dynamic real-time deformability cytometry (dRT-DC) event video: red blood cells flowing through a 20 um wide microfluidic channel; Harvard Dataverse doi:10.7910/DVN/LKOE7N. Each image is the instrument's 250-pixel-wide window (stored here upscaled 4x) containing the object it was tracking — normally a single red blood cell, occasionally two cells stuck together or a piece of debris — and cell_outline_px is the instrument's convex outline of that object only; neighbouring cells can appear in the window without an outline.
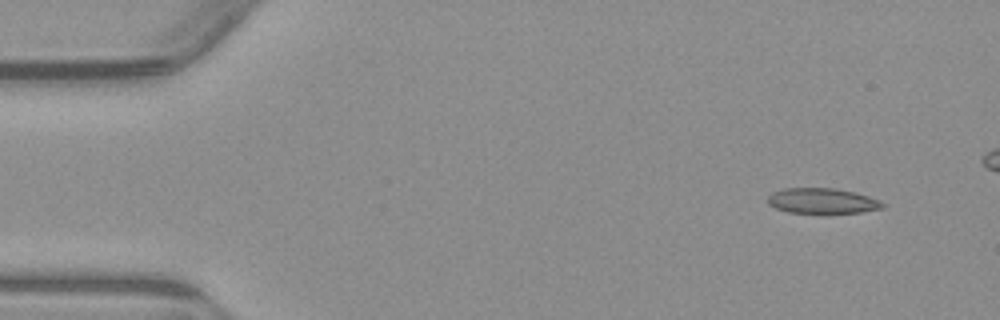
{"species": "common noctule bat (a hibernating species)", "species_latin": "Nyctalus noctula", "temperature_condition": "warm", "stored_images_in_passage": 4, "camera_frame_rate_fps": 3000, "um_per_image_px": 0.085, "animal": {"sex": "male", "body_mass_g": 23.1, "forearm_length_mm": 52.7}, "frame": {"image": 1, "passage_image": 1, "time_ms": 0.0, "image_size_px": [1000, 320], "cell_outline_px": [[888, 204], [884, 208], [860, 212], [788, 212], [776, 208], [768, 204], [764, 200], [772, 192], [784, 188], [836, 188], [868, 196], [880, 200]], "centroid_in_image_um": [69.88, 17.06], "position_along_channel_um": 15.1, "area_um2": 16.94}}